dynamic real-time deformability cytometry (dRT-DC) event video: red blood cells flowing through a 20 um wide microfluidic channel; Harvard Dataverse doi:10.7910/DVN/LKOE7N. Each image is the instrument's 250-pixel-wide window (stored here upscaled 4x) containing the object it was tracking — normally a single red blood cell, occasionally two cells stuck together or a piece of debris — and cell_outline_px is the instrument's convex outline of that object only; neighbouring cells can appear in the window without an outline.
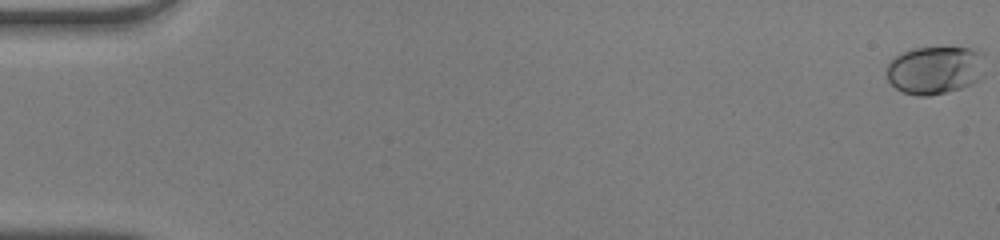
{"species": "human", "species_latin": "Homo sapiens", "temperature_condition": "warm", "stored_images_in_passage": 52, "camera_frame_rate_fps": 3000, "um_per_image_px": 0.085, "donor": {"sex": "male"}, "frame": {"image": 1, "passage_image": 1, "time_ms": 0.0, "image_size_px": [1000, 240], "cell_outline_px": [[984, 76], [980, 80], [972, 84], [948, 92], [928, 96], [916, 96], [904, 92], [896, 88], [888, 80], [888, 64], [896, 56], [904, 52], [916, 48], [944, 44], [980, 48], [984, 52]], "centroid_in_image_um": [79.59, 5.89], "position_along_channel_um": 5.4, "area_um2": 28.73}}
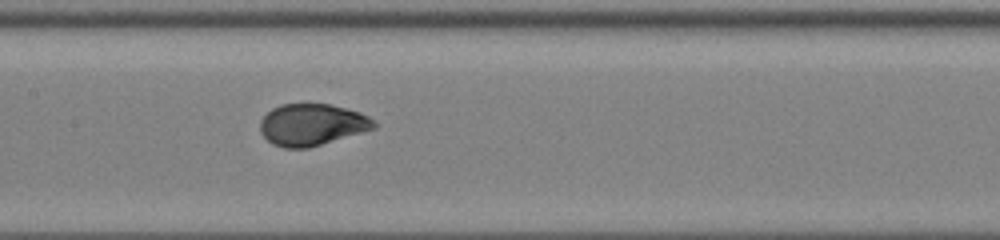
{"frame": {"image": 2, "passage_image": 27, "time_ms": 8.667, "image_size_px": [1000, 240], "cell_outline_px": [[376, 128], [308, 148], [284, 148], [272, 144], [260, 132], [260, 120], [272, 108], [280, 104], [328, 104], [360, 112], [368, 116], [376, 124]], "centroid_in_image_um": [26.49, 10.6], "position_along_channel_um": 180.9, "area_um2": 27.51}}
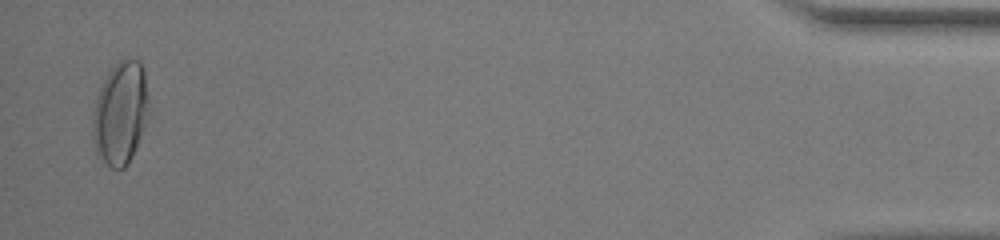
{"frame": {"image": 3, "passage_image": 51, "time_ms": 16.667, "image_size_px": [1000, 240], "cell_outline_px": [[148, 108], [144, 124], [140, 136], [132, 156], [128, 164], [124, 168], [112, 168], [96, 152], [92, 140], [92, 112], [96, 96], [108, 72], [120, 60], [140, 60], [144, 72], [148, 96]], "centroid_in_image_um": [10.2, 9.61], "position_along_channel_um": 425.0, "area_um2": 33.23}, "authors_computed_cell_mechanics": {"area_um2": 27.7729, "velocity_mm_per_s": 4.1057, "shape_relaxation_time_tau1_ms": 3.8847, "shape_relaxation_time_tau2_ms": null, "deformation_change_tau1": 0.1799, "deformation_change_tau2": null}}